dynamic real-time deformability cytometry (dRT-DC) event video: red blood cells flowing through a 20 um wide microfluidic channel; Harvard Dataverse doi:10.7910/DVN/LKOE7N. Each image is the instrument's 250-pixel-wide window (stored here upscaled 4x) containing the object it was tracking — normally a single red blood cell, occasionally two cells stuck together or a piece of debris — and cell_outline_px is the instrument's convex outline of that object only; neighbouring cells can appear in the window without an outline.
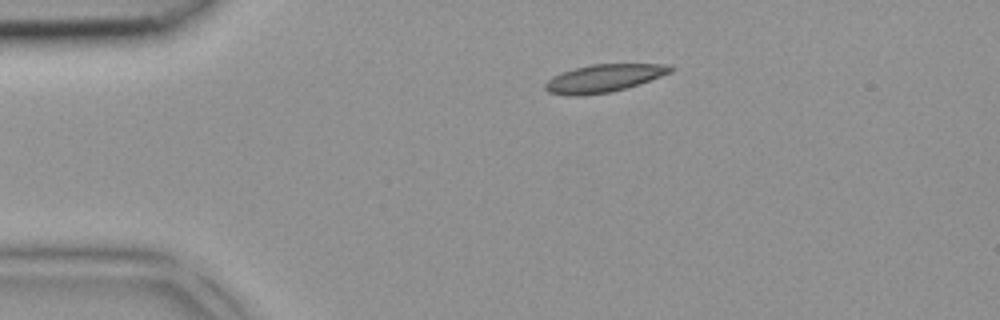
{"species": "common noctule bat (a hibernating species)", "species_latin": "Nyctalus noctula", "temperature_condition": "room temperature", "stored_images_in_passage": 2, "camera_frame_rate_fps": 3000, "um_per_image_px": 0.085, "animal": {"sex": "female", "body_mass_g": 18.4}, "frame": {"image": 1, "passage_image": 1, "time_ms": 0.0, "image_size_px": [1000, 320], "cell_outline_px": [[676, 68], [672, 72], [624, 88], [608, 92], [580, 96], [568, 96], [548, 92], [544, 88], [544, 84], [552, 76], [560, 72], [592, 64], [672, 64]], "centroid_in_image_um": [51.29, 6.64], "position_along_channel_um": 33.7, "area_um2": 20.17}}